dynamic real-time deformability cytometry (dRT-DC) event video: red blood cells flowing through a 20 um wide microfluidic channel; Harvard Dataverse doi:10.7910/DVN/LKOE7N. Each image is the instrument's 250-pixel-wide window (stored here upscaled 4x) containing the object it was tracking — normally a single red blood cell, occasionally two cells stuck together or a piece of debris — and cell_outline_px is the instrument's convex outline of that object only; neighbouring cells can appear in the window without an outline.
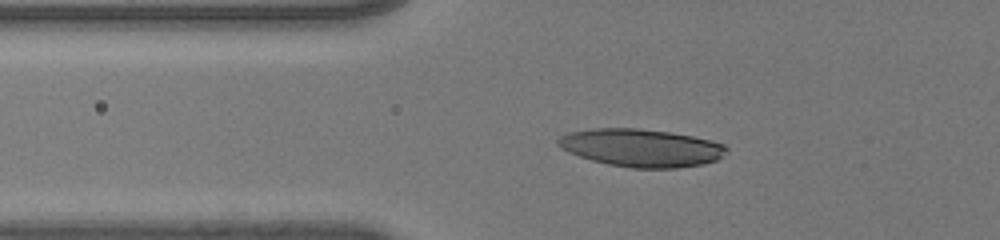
{"species": "human", "species_latin": "Homo sapiens", "temperature_condition": "room temperature", "stored_images_in_passage": 34, "camera_frame_rate_fps": 3000, "um_per_image_px": 0.085, "donor": {"sex": "male"}, "frame": {"image": 1, "passage_image": 2, "time_ms": 0.333, "image_size_px": [1000, 240], "cell_outline_px": [[728, 152], [716, 160], [704, 164], [676, 168], [632, 168], [608, 164], [592, 160], [568, 152], [560, 148], [556, 144], [556, 140], [560, 136], [568, 132], [592, 128], [636, 128], [672, 132], [692, 136], [724, 144], [728, 148]], "centroid_in_image_um": [54.48, 12.56], "position_along_channel_um": 71.3, "area_um2": 37.28}}
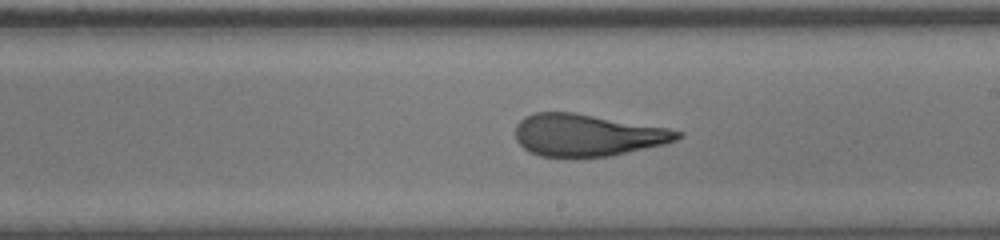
{"frame": {"image": 2, "passage_image": 16, "time_ms": 5.0, "image_size_px": [1000, 240], "cell_outline_px": [[684, 136], [676, 140], [664, 144], [608, 156], [540, 156], [528, 152], [516, 140], [516, 124], [524, 116], [532, 112], [576, 112], [668, 128], [684, 132]], "centroid_in_image_um": [49.91, 11.46], "position_along_channel_um": 239.1, "area_um2": 39.71}}
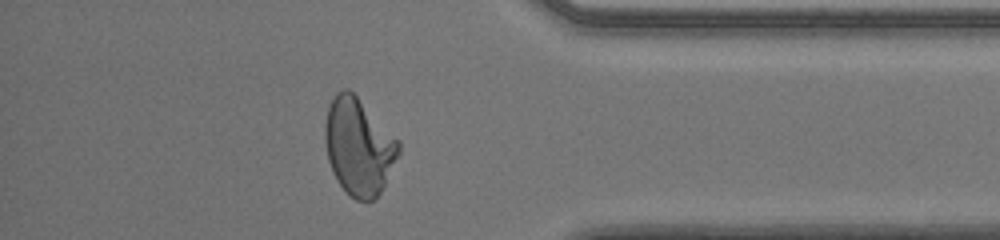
{"frame": {"image": 3, "passage_image": 29, "time_ms": 9.333, "image_size_px": [1000, 240], "cell_outline_px": [[400, 152], [380, 192], [372, 200], [356, 200], [336, 180], [332, 172], [328, 160], [324, 140], [324, 124], [328, 104], [336, 92], [344, 88], [348, 88], [400, 140]], "centroid_in_image_um": [30.46, 12.42], "position_along_channel_um": 404.7, "area_um2": 41.44}, "authors_computed_cell_mechanics": {"area_um2": 40.5178, "velocity_mm_per_s": 4.0573, "shape_relaxation_time_tau1_ms": 7.8222, "shape_relaxation_time_tau2_ms": 0.9334, "deformation_change_tau1": 0.3205, "deformation_change_tau2": 0.0849}}